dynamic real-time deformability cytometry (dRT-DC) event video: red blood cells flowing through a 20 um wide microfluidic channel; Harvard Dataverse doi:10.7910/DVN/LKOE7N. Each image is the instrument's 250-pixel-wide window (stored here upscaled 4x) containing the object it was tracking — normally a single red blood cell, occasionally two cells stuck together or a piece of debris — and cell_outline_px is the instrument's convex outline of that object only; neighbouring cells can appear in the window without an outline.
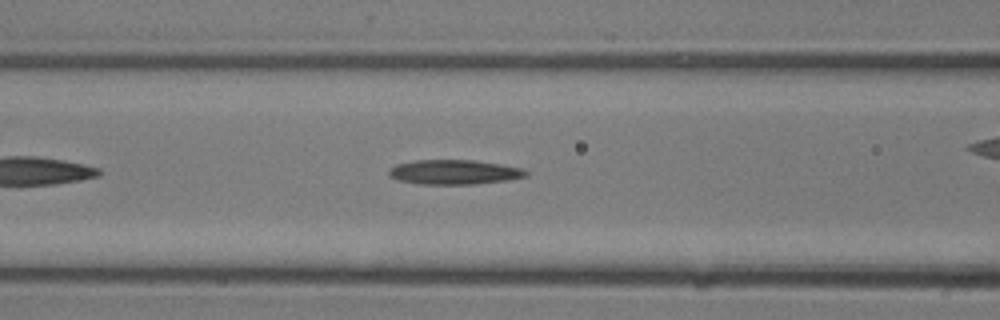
{"species": "common noctule bat (a hibernating species)", "species_latin": "Nyctalus noctula", "temperature_condition": "room temperature", "stored_images_in_passage": 11, "camera_frame_rate_fps": 3000, "um_per_image_px": 0.085, "animal": {"sex": "male", "body_mass_g": 13.3}, "frame": {"image": 1, "passage_image": 8, "time_ms": 2.333, "image_size_px": [1000, 320], "cell_outline_px": [[528, 176], [508, 180], [476, 184], [420, 184], [396, 180], [388, 176], [388, 168], [396, 164], [416, 160], [472, 160], [500, 164], [524, 168], [528, 172]], "centroid_in_image_um": [38.58, 14.63], "position_along_channel_um": 128.0, "area_um2": 19.88}}
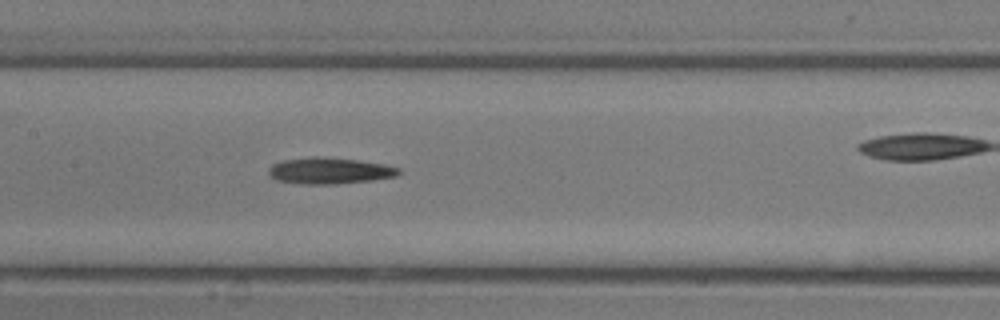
{"frame": {"image": 2, "passage_image": 10, "time_ms": 3.0, "image_size_px": [1000, 320], "cell_outline_px": [[400, 172], [396, 176], [372, 180], [336, 184], [304, 184], [276, 180], [268, 172], [268, 168], [272, 164], [284, 160], [312, 156], [324, 156], [360, 160], [384, 164], [400, 168]], "centroid_in_image_um": [28.02, 14.5], "position_along_channel_um": 179.4, "area_um2": 20.06}}